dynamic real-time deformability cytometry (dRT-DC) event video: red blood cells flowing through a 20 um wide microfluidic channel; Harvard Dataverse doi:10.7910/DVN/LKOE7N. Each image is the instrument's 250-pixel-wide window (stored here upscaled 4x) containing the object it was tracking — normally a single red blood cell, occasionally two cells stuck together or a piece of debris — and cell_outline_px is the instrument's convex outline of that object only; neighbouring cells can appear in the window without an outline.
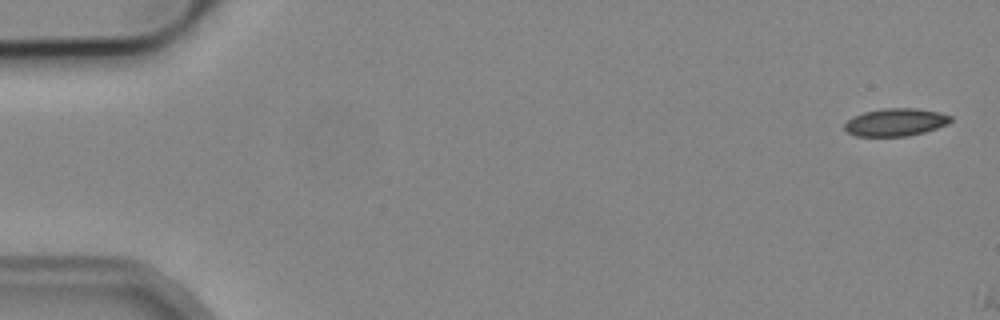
{"species": "common noctule bat (a hibernating species)", "species_latin": "Nyctalus noctula", "temperature_condition": "cold", "stored_images_in_passage": 4, "camera_frame_rate_fps": 3000, "um_per_image_px": 0.085, "animal": {"sex": "male", "body_mass_g": 19.2, "forearm_length_mm": 51.8}, "frame": {"image": 1, "passage_image": 1, "time_ms": 0.0, "image_size_px": [1000, 320], "cell_outline_px": [[952, 120], [948, 124], [924, 132], [908, 136], [856, 136], [848, 132], [844, 128], [844, 124], [852, 116], [864, 112], [884, 108], [916, 108], [940, 112], [952, 116]], "centroid_in_image_um": [76.13, 10.38], "position_along_channel_um": 8.9, "area_um2": 17.17}}